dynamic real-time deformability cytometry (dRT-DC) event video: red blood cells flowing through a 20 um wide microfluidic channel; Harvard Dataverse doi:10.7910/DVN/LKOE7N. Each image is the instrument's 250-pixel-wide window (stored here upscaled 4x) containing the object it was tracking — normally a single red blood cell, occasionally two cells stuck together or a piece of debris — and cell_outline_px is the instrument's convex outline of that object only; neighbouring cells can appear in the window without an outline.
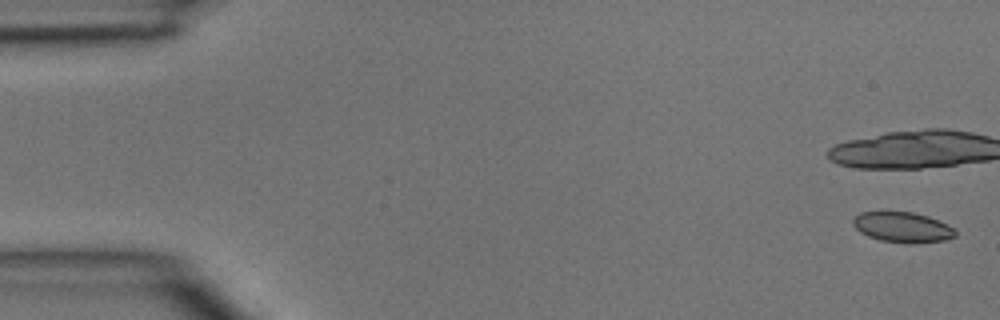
{"species": "common noctule bat (a hibernating species)", "species_latin": "Nyctalus noctula", "temperature_condition": "room temperature", "stored_images_in_passage": 5, "camera_frame_rate_fps": 3000, "um_per_image_px": 0.085, "animal": {"sex": "male", "body_mass_g": 15.6}, "frame": {"image": 1, "passage_image": 1, "time_ms": 0.0, "image_size_px": [1000, 320], "cell_outline_px": [[956, 236], [944, 240], [880, 240], [868, 236], [860, 232], [852, 224], [852, 220], [860, 212], [912, 212], [928, 216], [948, 224], [956, 232]], "centroid_in_image_um": [76.67, 19.25], "position_along_channel_um": 8.3, "area_um2": 17.11}}